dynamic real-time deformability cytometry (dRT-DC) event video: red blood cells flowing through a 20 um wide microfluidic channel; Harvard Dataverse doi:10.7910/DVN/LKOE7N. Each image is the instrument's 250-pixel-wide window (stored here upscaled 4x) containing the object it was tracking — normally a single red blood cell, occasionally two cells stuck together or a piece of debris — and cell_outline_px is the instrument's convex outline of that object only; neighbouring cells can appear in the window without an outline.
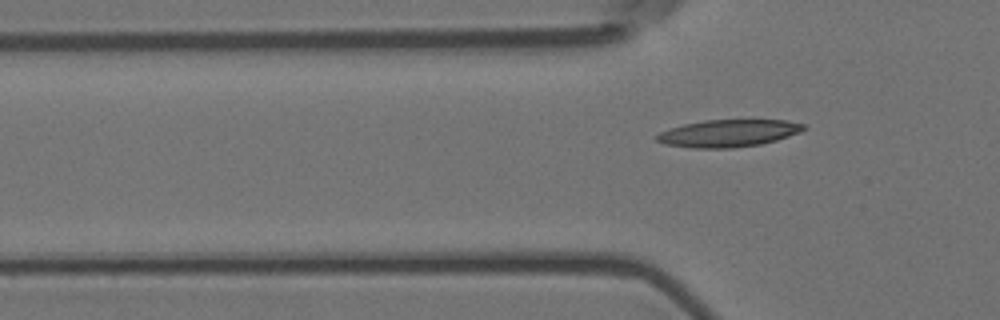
{"species": "Egyptian fruit bat (a non-hibernating species)", "species_latin": "Rousettus aegyptiacus", "temperature_condition": "room temperature", "stored_images_in_passage": 4, "camera_frame_rate_fps": 3000, "um_per_image_px": 0.085, "animal": {"sex": "female"}, "frame": {"image": 1, "passage_image": 4, "time_ms": 1.0, "image_size_px": [1000, 320], "cell_outline_px": [[808, 128], [800, 132], [776, 140], [760, 144], [732, 148], [692, 148], [664, 144], [656, 140], [652, 136], [660, 132], [684, 124], [704, 120], [788, 120], [808, 124]], "centroid_in_image_um": [61.93, 11.32], "position_along_channel_um": 63.9, "area_um2": 23.52}}